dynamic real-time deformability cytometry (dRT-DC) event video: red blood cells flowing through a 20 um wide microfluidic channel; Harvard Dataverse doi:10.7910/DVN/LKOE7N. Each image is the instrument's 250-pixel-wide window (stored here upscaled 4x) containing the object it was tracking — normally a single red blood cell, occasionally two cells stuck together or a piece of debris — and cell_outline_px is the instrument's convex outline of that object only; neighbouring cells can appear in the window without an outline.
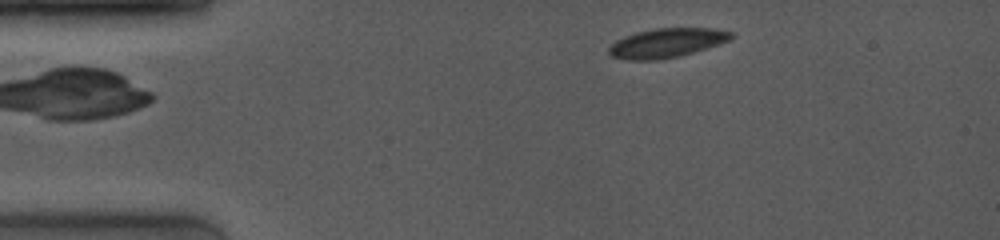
{"species": "common noctule bat (a hibernating species)", "species_latin": "Nyctalus noctula", "temperature_condition": "room temperature", "stored_images_in_passage": 51, "camera_frame_rate_fps": 4000, "um_per_image_px": 0.085, "animal": {"sex": "female", "body_mass_g": 19.0, "forearm_length_mm": 53.3}, "frame": {"image": 1, "passage_image": 1, "time_ms": 0.0, "image_size_px": [1000, 240], "cell_outline_px": [[736, 36], [732, 40], [720, 44], [680, 56], [656, 60], [628, 60], [612, 56], [608, 52], [608, 48], [616, 40], [624, 36], [636, 32], [656, 28], [712, 28], [732, 32]], "centroid_in_image_um": [56.7, 3.64], "position_along_channel_um": 28.3, "area_um2": 20.98}}
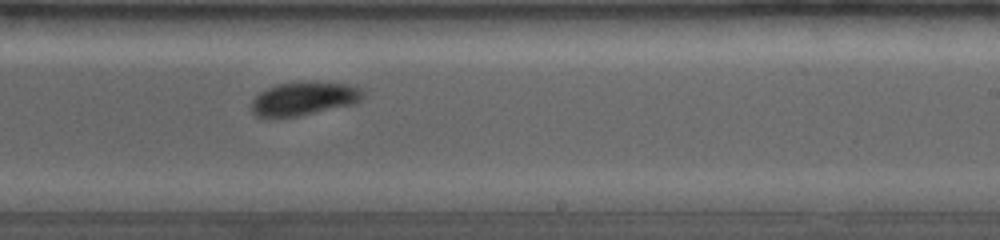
{"frame": {"image": 2, "passage_image": 30, "time_ms": 7.25, "image_size_px": [1000, 240], "cell_outline_px": [[364, 96], [356, 104], [300, 116], [268, 120], [256, 116], [252, 112], [252, 100], [260, 92], [268, 88], [280, 84], [348, 84], [360, 88], [364, 92]], "centroid_in_image_um": [25.8, 8.47], "position_along_channel_um": 263.2, "area_um2": 21.56}}
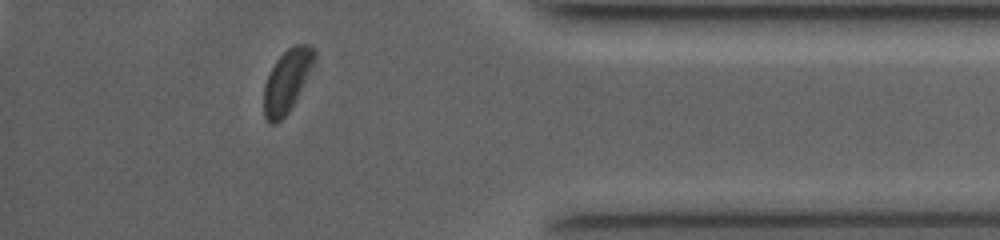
{"frame": {"image": 3, "passage_image": 46, "time_ms": 11.25, "image_size_px": [1000, 240], "cell_outline_px": [[316, 60], [296, 100], [288, 112], [276, 124], [268, 124], [264, 116], [264, 84], [276, 60], [288, 48], [296, 44], [312, 44], [316, 48]], "centroid_in_image_um": [24.42, 6.86], "position_along_channel_um": 410.8, "area_um2": 18.55}, "authors_computed_cell_mechanics": {"area_um2": 21.6172, "velocity_mm_per_s": 4.0478, "shape_relaxation_time_tau1_ms": 2.8494, "shape_relaxation_time_tau2_ms": 3.9784, "deformation_change_tau1": 0.0964, "deformation_change_tau2": 0.058}}